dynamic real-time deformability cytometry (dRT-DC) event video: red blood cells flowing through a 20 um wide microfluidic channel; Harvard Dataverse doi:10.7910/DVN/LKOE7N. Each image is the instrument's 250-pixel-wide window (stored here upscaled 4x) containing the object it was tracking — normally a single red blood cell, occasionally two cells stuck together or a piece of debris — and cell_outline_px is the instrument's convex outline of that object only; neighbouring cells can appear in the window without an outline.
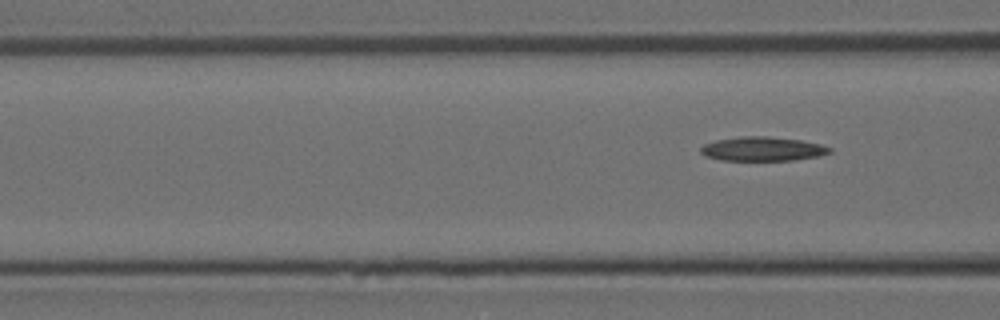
{"species": "Egyptian fruit bat (a non-hibernating species)", "species_latin": "Rousettus aegyptiacus", "temperature_condition": "room temperature", "stored_images_in_passage": 7, "segment_of_instrument_passage": [2, 2], "camera_frame_rate_fps": 3000, "um_per_image_px": 0.085, "animal": {"sex": "female"}, "frame": {"image": 1, "passage_image": 7, "time_ms": 2.0, "image_size_px": [1000, 320], "cell_outline_px": [[832, 152], [820, 156], [792, 160], [720, 160], [704, 156], [700, 152], [700, 148], [704, 144], [716, 140], [744, 136], [768, 136], [800, 140], [820, 144], [832, 148]], "centroid_in_image_um": [64.81, 12.66], "position_along_channel_um": 101.8, "area_um2": 18.15}}